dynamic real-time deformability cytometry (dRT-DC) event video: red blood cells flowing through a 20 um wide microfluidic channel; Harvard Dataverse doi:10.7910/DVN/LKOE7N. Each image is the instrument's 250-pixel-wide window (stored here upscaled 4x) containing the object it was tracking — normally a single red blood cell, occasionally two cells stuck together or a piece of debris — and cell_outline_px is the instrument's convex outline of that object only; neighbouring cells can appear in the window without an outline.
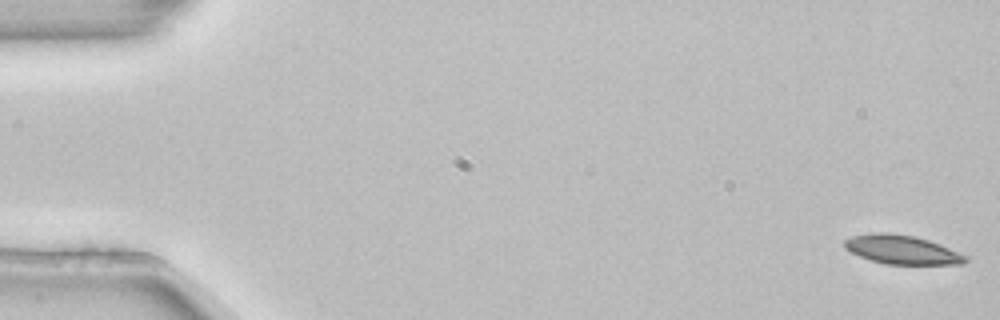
{"species": "common noctule bat (a hibernating species)", "species_latin": "Nyctalus noctula", "temperature_condition": "room temperature", "stored_images_in_passage": 4, "camera_frame_rate_fps": 3000, "um_per_image_px": 0.085, "animal": {"sex": "female", "body_mass_g": 22.7, "forearm_length_mm": 54.2}, "frame": {"image": 1, "passage_image": 1, "time_ms": 0.0, "image_size_px": [1000, 320], "cell_outline_px": [[968, 260], [964, 264], [884, 264], [860, 256], [844, 248], [844, 240], [852, 236], [872, 232], [888, 232], [916, 236], [940, 244], [968, 256]], "centroid_in_image_um": [76.67, 21.21], "position_along_channel_um": 8.3, "area_um2": 20.46}}